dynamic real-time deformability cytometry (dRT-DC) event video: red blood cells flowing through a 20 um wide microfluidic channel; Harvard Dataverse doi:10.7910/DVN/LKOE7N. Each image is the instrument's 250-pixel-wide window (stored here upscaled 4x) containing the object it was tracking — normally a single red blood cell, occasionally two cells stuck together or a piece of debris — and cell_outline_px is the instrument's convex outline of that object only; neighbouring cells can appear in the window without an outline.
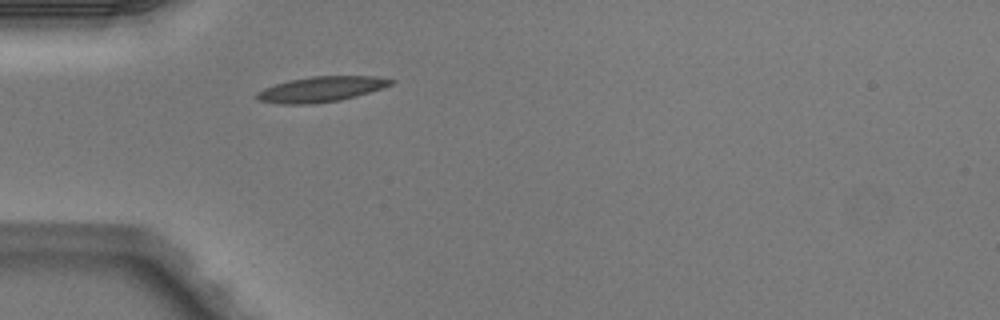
{"species": "Egyptian fruit bat (a non-hibernating species)", "species_latin": "Rousettus aegyptiacus", "temperature_condition": "warm", "stored_images_in_passage": 1, "camera_frame_rate_fps": 3000, "um_per_image_px": 0.085, "animal": {"sex": "male"}, "frame": {"image": 1, "passage_image": 1, "time_ms": 0.0, "image_size_px": [1000, 320], "cell_outline_px": [[396, 80], [392, 84], [356, 96], [340, 100], [308, 104], [280, 104], [260, 100], [256, 96], [256, 92], [264, 88], [288, 80], [312, 76], [376, 76]], "centroid_in_image_um": [27.28, 7.57], "position_along_channel_um": 57.7, "area_um2": 19.59}}